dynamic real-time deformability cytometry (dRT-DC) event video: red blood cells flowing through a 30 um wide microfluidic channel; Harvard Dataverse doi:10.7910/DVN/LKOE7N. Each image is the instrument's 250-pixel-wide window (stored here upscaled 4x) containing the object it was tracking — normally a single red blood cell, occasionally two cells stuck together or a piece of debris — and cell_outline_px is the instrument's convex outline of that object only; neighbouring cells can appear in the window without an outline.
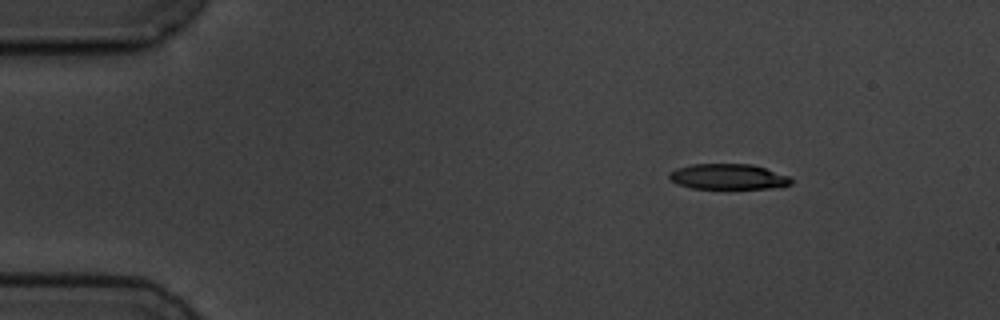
{"species": "common noctule bat (a hibernating species)", "species_latin": "Nyctalus noctula", "temperature_condition": "cold", "stored_images_in_passage": 4, "camera_frame_rate_fps": 3000, "um_per_image_px": 0.085, "animal": {"sex": "male", "body_mass_g": 19.5, "forearm_length_mm": 54.6}, "frame": {"image": 1, "passage_image": 1, "time_ms": 0.0, "image_size_px": [1000, 320], "cell_outline_px": [[792, 184], [768, 188], [692, 188], [680, 184], [672, 180], [668, 176], [668, 172], [676, 168], [692, 164], [752, 164], [788, 176], [792, 180]], "centroid_in_image_um": [61.86, 15.0], "position_along_channel_um": 23.1, "area_um2": 17.8}}
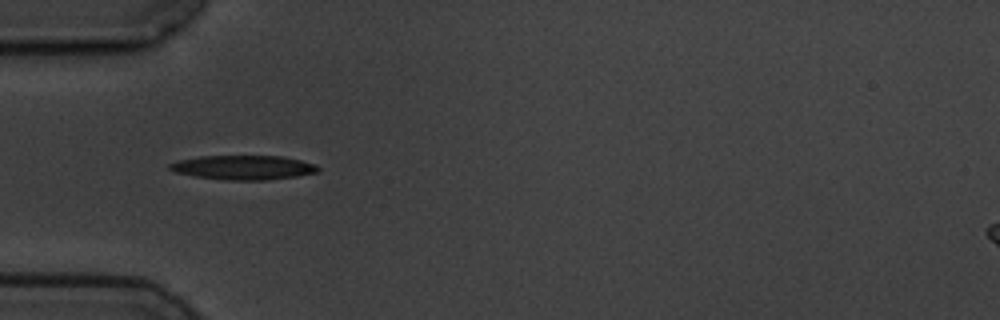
{"frame": {"image": 2, "passage_image": 3, "time_ms": 3.333, "image_size_px": [1000, 320], "cell_outline_px": [[320, 172], [296, 176], [268, 180], [228, 180], [196, 176], [176, 172], [168, 168], [168, 164], [180, 160], [200, 156], [280, 156], [300, 160], [316, 164], [320, 168]], "centroid_in_image_um": [20.73, 14.23], "position_along_channel_um": 64.3, "area_um2": 20.92}}
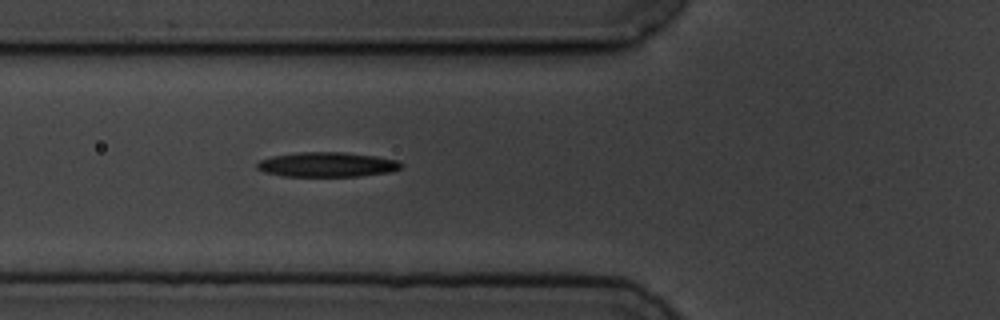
{"frame": {"image": 3, "passage_image": 4, "time_ms": 4.333, "image_size_px": [1000, 320], "cell_outline_px": [[404, 164], [400, 168], [392, 172], [360, 176], [284, 176], [264, 172], [256, 168], [256, 164], [260, 160], [272, 156], [300, 152], [344, 152], [376, 156], [400, 160]], "centroid_in_image_um": [27.84, 13.98], "position_along_channel_um": 98.0, "area_um2": 20.92}}